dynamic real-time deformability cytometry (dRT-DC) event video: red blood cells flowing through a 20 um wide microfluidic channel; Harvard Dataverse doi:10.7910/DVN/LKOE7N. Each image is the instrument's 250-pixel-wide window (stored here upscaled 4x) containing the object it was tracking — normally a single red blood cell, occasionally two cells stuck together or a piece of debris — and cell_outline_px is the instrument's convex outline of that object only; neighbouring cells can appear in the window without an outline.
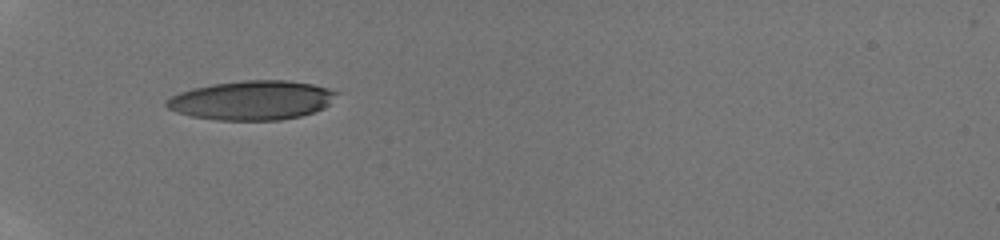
{"species": "human", "species_latin": "Homo sapiens", "temperature_condition": "room temperature", "stored_images_in_passage": 33, "camera_frame_rate_fps": 3000, "um_per_image_px": 0.085, "donor": {"sex": "male"}, "frame": {"image": 1, "passage_image": 1, "time_ms": 0.0, "image_size_px": [1000, 240], "cell_outline_px": [[340, 92], [324, 108], [300, 116], [280, 120], [216, 120], [192, 116], [176, 112], [168, 108], [164, 104], [164, 100], [180, 92], [192, 88], [212, 84], [244, 80], [288, 80], [312, 84], [328, 88]], "centroid_in_image_um": [21.4, 8.52], "position_along_channel_um": 63.6, "area_um2": 38.9}}
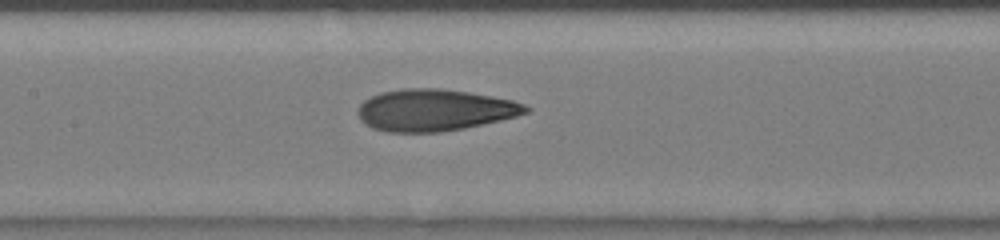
{"frame": {"image": 2, "passage_image": 14, "time_ms": 3.0, "image_size_px": [1000, 240], "cell_outline_px": [[532, 108], [528, 112], [516, 116], [500, 120], [464, 128], [440, 132], [388, 132], [372, 128], [360, 120], [356, 112], [360, 104], [364, 100], [380, 92], [404, 88], [440, 88], [468, 92], [492, 96], [512, 100], [524, 104]], "centroid_in_image_um": [36.91, 9.35], "position_along_channel_um": 170.5, "area_um2": 40.92}}
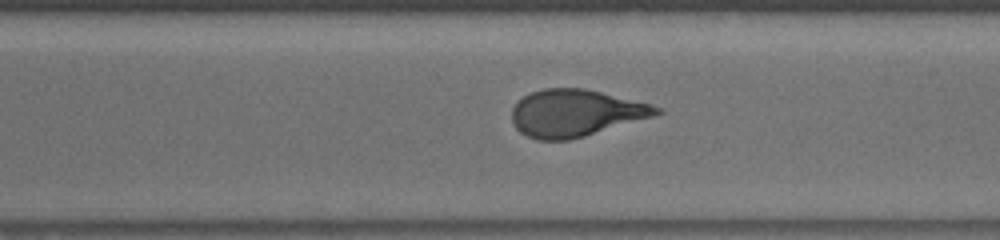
{"frame": {"image": 3, "passage_image": 29, "time_ms": 6.667, "image_size_px": [1000, 240], "cell_outline_px": [[664, 112], [652, 116], [584, 136], [568, 140], [536, 140], [520, 132], [516, 128], [512, 120], [512, 108], [516, 100], [532, 92], [544, 88], [584, 88], [648, 104], [660, 108]], "centroid_in_image_um": [48.84, 9.61], "position_along_channel_um": 321.8, "area_um2": 39.07}}